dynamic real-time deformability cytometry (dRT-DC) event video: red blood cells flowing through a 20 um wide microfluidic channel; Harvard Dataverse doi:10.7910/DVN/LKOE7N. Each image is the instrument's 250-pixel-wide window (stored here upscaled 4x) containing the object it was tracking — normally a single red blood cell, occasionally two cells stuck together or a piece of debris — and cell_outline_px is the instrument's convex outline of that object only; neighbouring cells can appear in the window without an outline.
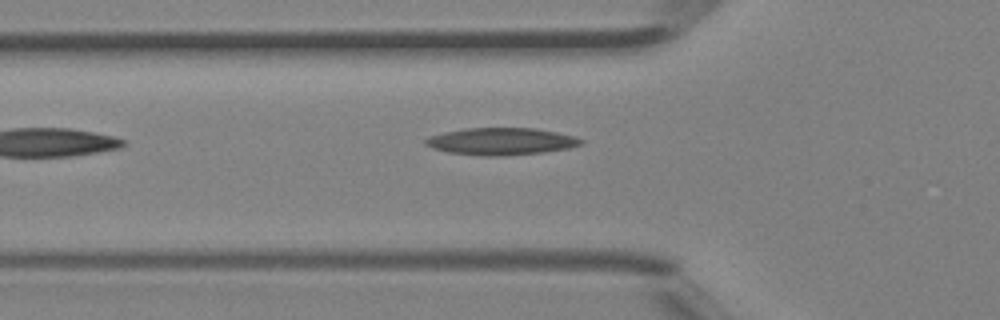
{"species": "Egyptian fruit bat (a non-hibernating species)", "species_latin": "Rousettus aegyptiacus", "temperature_condition": "room temperature", "stored_images_in_passage": 28, "camera_frame_rate_fps": 3000, "um_per_image_px": 0.085, "animal": {"sex": "female"}, "frame": {"image": 1, "passage_image": 2, "time_ms": 0.333, "image_size_px": [1000, 320], "cell_outline_px": [[584, 144], [568, 148], [544, 152], [504, 156], [480, 156], [448, 152], [432, 148], [424, 144], [424, 140], [428, 136], [444, 132], [464, 128], [536, 128], [556, 132], [572, 136], [584, 140]], "centroid_in_image_um": [42.57, 12.02], "position_along_channel_um": 83.2, "area_um2": 24.74}}
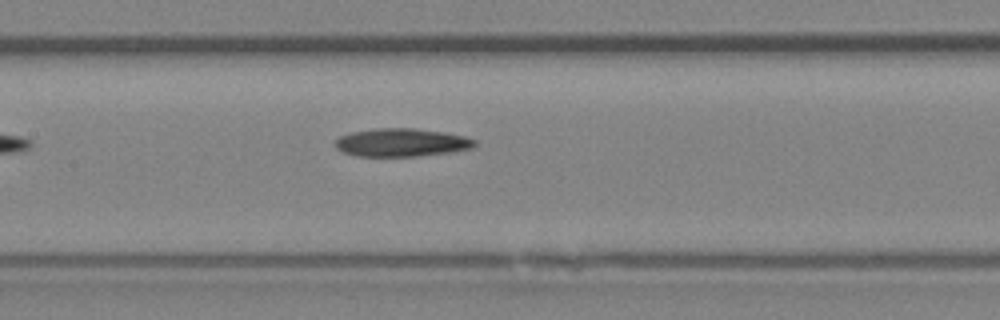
{"frame": {"image": 2, "passage_image": 8, "time_ms": 2.333, "image_size_px": [1000, 320], "cell_outline_px": [[476, 144], [472, 148], [452, 152], [416, 156], [356, 156], [344, 152], [336, 148], [336, 140], [340, 136], [352, 132], [380, 128], [412, 128], [444, 132], [464, 136], [476, 140]], "centroid_in_image_um": [34.15, 12.11], "position_along_channel_um": 173.2, "area_um2": 22.72}}
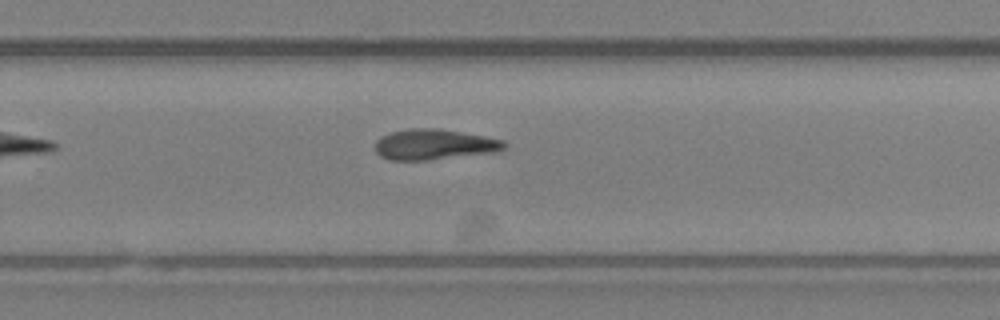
{"frame": {"image": 3, "passage_image": 16, "time_ms": 5.0, "image_size_px": [1000, 320], "cell_outline_px": [[508, 144], [500, 152], [428, 160], [388, 160], [380, 156], [376, 152], [376, 140], [380, 136], [388, 132], [408, 128], [436, 128], [484, 136], [504, 140]], "centroid_in_image_um": [36.91, 12.28], "position_along_channel_um": 292.9, "area_um2": 23.29}}